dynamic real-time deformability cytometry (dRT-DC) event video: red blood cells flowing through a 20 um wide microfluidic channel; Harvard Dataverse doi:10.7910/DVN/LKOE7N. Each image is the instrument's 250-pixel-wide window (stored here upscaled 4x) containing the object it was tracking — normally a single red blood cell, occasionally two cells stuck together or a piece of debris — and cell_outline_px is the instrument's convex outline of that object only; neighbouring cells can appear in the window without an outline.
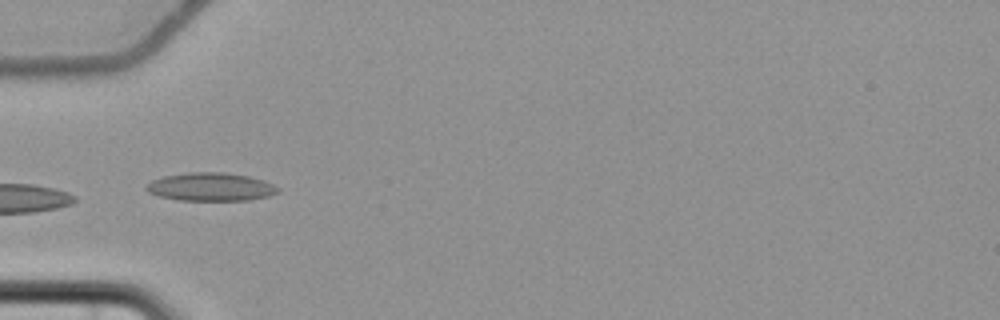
{"species": "common noctule bat (a hibernating species)", "species_latin": "Nyctalus noctula", "temperature_condition": "cold", "stored_images_in_passage": 8, "camera_frame_rate_fps": 3000, "um_per_image_px": 0.085, "animal": {"sex": "female", "body_mass_g": 22.7, "forearm_length_mm": 54.2}, "frame": {"image": 1, "passage_image": 4, "time_ms": 4.667, "image_size_px": [1000, 320], "cell_outline_px": [[280, 192], [268, 196], [248, 200], [176, 200], [160, 196], [148, 192], [144, 188], [152, 180], [164, 176], [188, 172], [224, 172], [248, 176], [264, 180], [280, 188]], "centroid_in_image_um": [17.92, 15.88], "position_along_channel_um": 67.1, "area_um2": 21.68}}
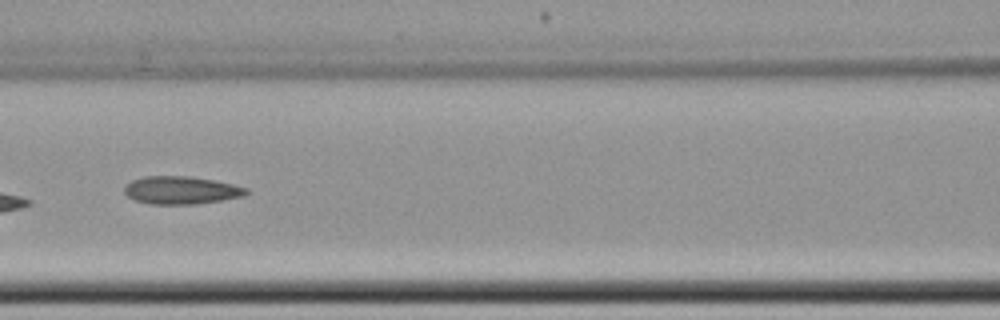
{"frame": {"image": 2, "passage_image": 6, "time_ms": 7.0, "image_size_px": [1000, 320], "cell_outline_px": [[248, 192], [244, 196], [196, 204], [148, 204], [136, 200], [128, 196], [124, 192], [124, 184], [132, 180], [144, 176], [192, 176], [216, 180], [248, 188]], "centroid_in_image_um": [15.38, 16.16], "position_along_channel_um": 151.2, "area_um2": 19.88}}
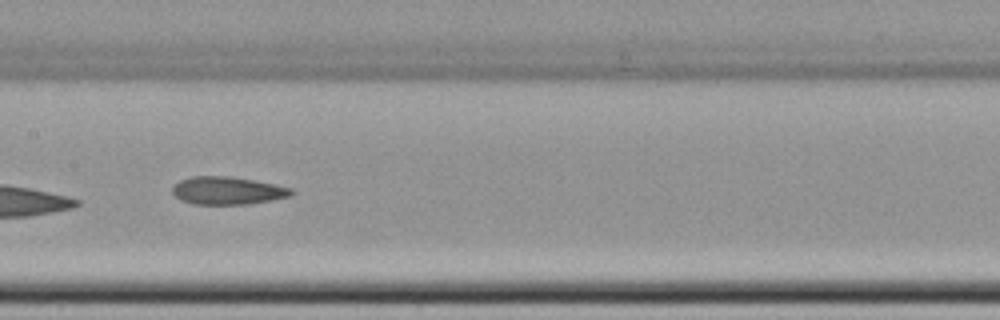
{"frame": {"image": 3, "passage_image": 7, "time_ms": 8.0, "image_size_px": [1000, 320], "cell_outline_px": [[296, 192], [292, 196], [272, 200], [248, 204], [192, 204], [180, 200], [172, 192], [172, 188], [180, 180], [192, 176], [228, 176], [276, 184], [292, 188]], "centroid_in_image_um": [19.37, 16.2], "position_along_channel_um": 188.0, "area_um2": 19.36}}